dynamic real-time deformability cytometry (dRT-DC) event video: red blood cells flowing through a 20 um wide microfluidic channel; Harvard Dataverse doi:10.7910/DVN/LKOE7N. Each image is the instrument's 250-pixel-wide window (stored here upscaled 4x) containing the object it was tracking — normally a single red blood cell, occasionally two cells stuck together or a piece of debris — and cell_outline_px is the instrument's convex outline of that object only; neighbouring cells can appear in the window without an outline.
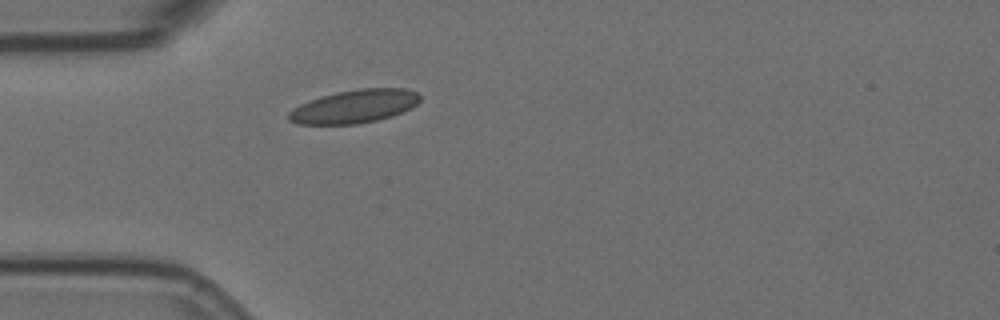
{"species": "Egyptian fruit bat (a non-hibernating species)", "species_latin": "Rousettus aegyptiacus", "temperature_condition": "room temperature", "stored_images_in_passage": 42, "camera_frame_rate_fps": 3000, "um_per_image_px": 0.085, "animal": {"sex": "female"}, "frame": {"image": 1, "passage_image": 1, "time_ms": 0.0, "image_size_px": [1000, 320], "cell_outline_px": [[420, 100], [416, 104], [392, 116], [376, 120], [356, 124], [296, 124], [288, 120], [288, 112], [300, 104], [320, 96], [336, 92], [360, 88], [404, 88], [416, 92], [420, 96]], "centroid_in_image_um": [30.09, 9.04], "position_along_channel_um": 54.9, "area_um2": 25.32}}
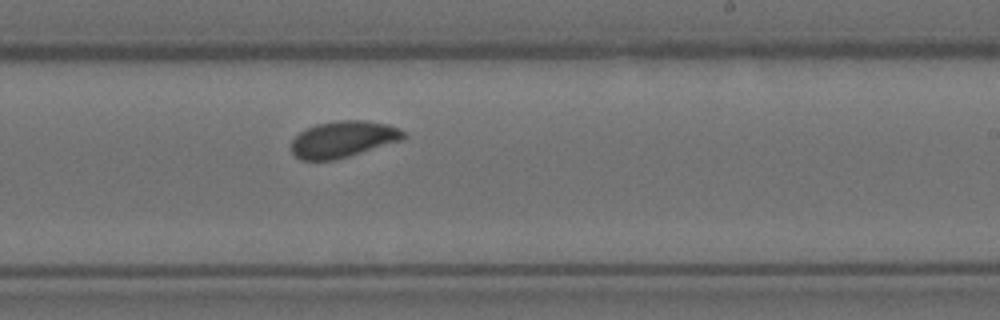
{"frame": {"image": 2, "passage_image": 19, "time_ms": 6.0, "image_size_px": [1000, 320], "cell_outline_px": [[408, 136], [400, 140], [336, 160], [300, 160], [292, 152], [292, 140], [300, 132], [316, 124], [340, 120], [364, 120], [388, 124], [400, 128]], "centroid_in_image_um": [29.17, 11.83], "position_along_channel_um": 259.8, "area_um2": 23.64}}
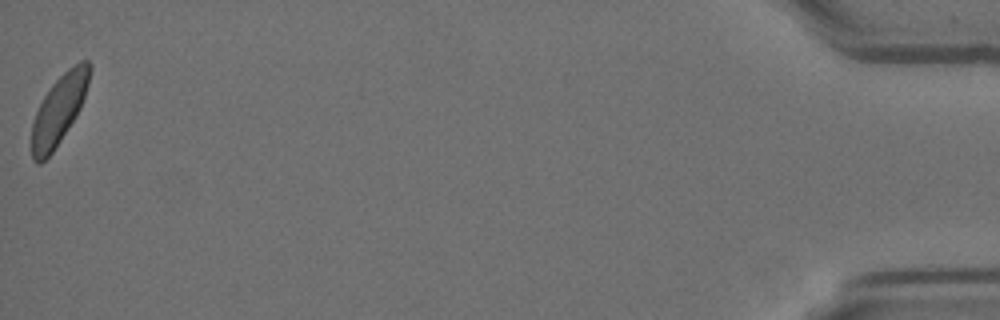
{"frame": {"image": 3, "passage_image": 42, "time_ms": 13.667, "image_size_px": [1000, 320], "cell_outline_px": [[92, 68], [88, 84], [80, 108], [76, 116], [52, 152], [40, 164], [36, 164], [32, 160], [32, 124], [36, 112], [44, 96], [52, 84], [68, 68], [80, 60], [88, 60], [92, 64]], "centroid_in_image_um": [5.02, 9.29], "position_along_channel_um": 430.2, "area_um2": 23.12}, "authors_computed_cell_mechanics": {"area_um2": 23.6113, "velocity_mm_per_s": 3.5135, "shape_relaxation_time_tau1_ms": 3.4876, "shape_relaxation_time_tau2_ms": 0.8222, "deformation_change_tau1": 0.0842, "deformation_change_tau2": 0.0667}}